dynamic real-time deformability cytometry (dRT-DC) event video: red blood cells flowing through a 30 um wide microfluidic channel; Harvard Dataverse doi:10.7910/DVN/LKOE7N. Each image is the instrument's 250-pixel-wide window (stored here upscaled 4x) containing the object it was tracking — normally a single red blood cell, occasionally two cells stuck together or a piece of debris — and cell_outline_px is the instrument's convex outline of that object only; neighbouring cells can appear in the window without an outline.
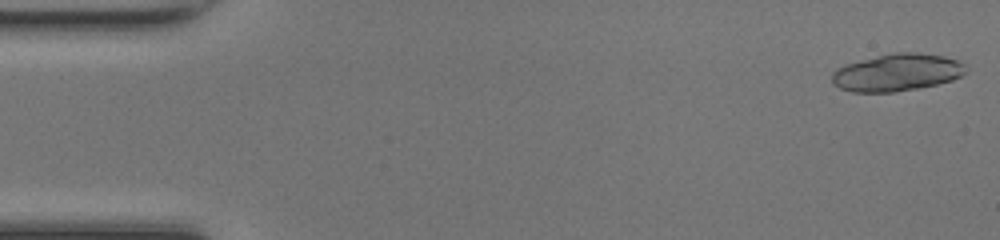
{"species": "common noctule bat (a hibernating species)", "species_latin": "Nyctalus noctula", "temperature_condition": "room temperature", "stored_images_in_passage": 16, "camera_frame_rate_fps": 3000, "um_per_image_px": 0.085, "animal": {"sex": "female", "body_mass_g": 17.0, "forearm_length_mm": 48.0}, "frame": {"image": 1, "passage_image": 1, "time_ms": 0.0, "image_size_px": [1000, 240], "cell_outline_px": [[968, 72], [952, 80], [936, 84], [896, 92], [852, 92], [840, 88], [832, 84], [832, 72], [844, 64], [892, 52], [916, 52], [944, 56], [956, 60], [964, 64], [968, 68]], "centroid_in_image_um": [76.24, 6.15], "position_along_channel_um": 8.8, "area_um2": 29.25}}